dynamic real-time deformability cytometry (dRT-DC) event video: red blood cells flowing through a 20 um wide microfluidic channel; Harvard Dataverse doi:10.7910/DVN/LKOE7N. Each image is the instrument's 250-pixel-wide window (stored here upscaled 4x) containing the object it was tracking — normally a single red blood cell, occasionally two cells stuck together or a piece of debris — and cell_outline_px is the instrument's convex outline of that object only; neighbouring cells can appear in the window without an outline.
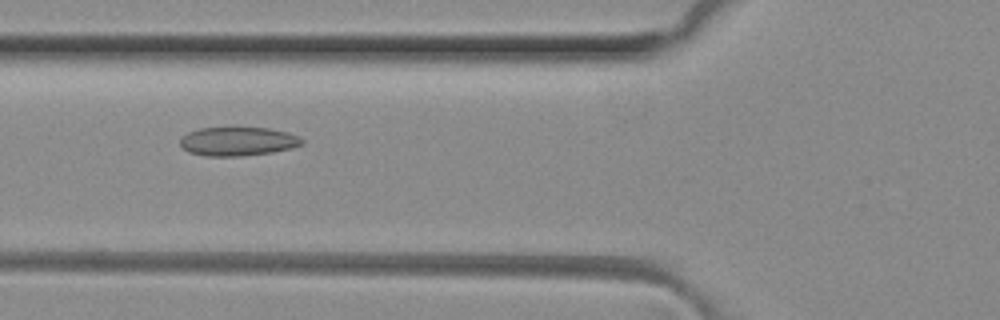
{"species": "common noctule bat (a hibernating species)", "species_latin": "Nyctalus noctula", "temperature_condition": "room temperature", "stored_images_in_passage": 33, "camera_frame_rate_fps": 3000, "um_per_image_px": 0.085, "animal": {"sex": "female", "body_mass_g": 29.2, "forearm_length_mm": 56.3}, "frame": {"image": 1, "passage_image": 19, "time_ms": 6.0, "image_size_px": [1000, 320], "cell_outline_px": [[304, 144], [292, 148], [272, 152], [244, 156], [204, 156], [188, 152], [180, 144], [180, 140], [188, 132], [200, 128], [232, 124], [268, 128], [288, 132], [304, 140]], "centroid_in_image_um": [20.21, 11.97], "position_along_channel_um": 105.6, "area_um2": 21.39}}
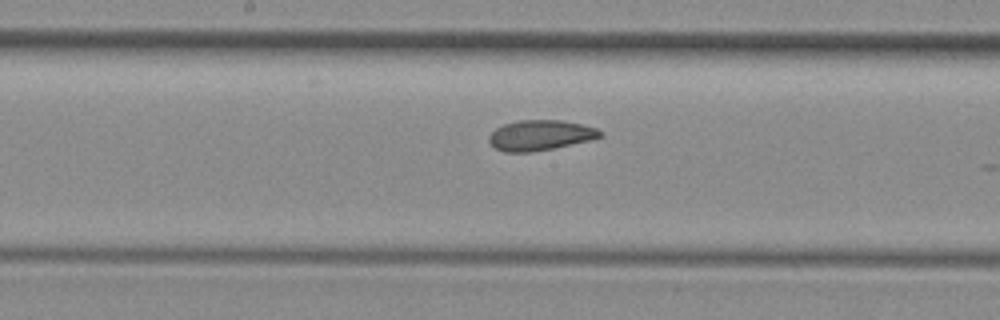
{"frame": {"image": 2, "passage_image": 26, "time_ms": 8.333, "image_size_px": [1000, 320], "cell_outline_px": [[604, 136], [592, 140], [532, 152], [504, 152], [496, 148], [488, 140], [488, 136], [496, 128], [504, 124], [520, 120], [560, 120], [580, 124], [596, 128], [604, 132]], "centroid_in_image_um": [45.95, 11.49], "position_along_channel_um": 202.3, "area_um2": 19.59}}
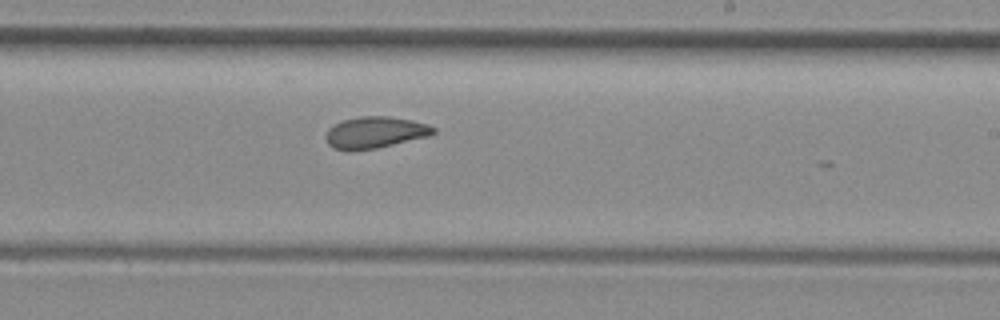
{"frame": {"image": 3, "passage_image": 30, "time_ms": 9.667, "image_size_px": [1000, 320], "cell_outline_px": [[436, 132], [428, 136], [376, 148], [352, 152], [348, 152], [332, 148], [328, 144], [328, 128], [344, 120], [360, 116], [388, 116], [412, 120], [428, 124], [436, 128]], "centroid_in_image_um": [31.89, 11.27], "position_along_channel_um": 257.1, "area_um2": 19.77}}